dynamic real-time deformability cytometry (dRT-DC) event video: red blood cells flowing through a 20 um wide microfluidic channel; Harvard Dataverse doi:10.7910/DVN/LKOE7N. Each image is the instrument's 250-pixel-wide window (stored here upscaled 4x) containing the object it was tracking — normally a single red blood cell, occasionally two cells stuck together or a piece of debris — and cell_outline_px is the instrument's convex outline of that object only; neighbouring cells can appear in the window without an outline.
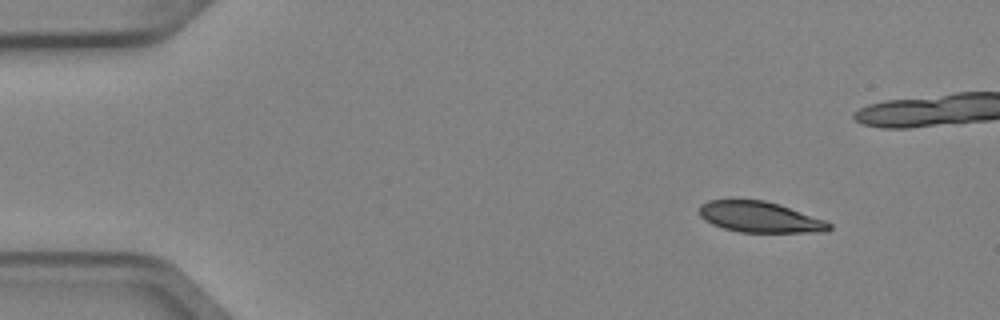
{"species": "Egyptian fruit bat (a non-hibernating species)", "species_latin": "Rousettus aegyptiacus", "temperature_condition": "cold", "stored_images_in_passage": 5, "camera_frame_rate_fps": 3000, "um_per_image_px": 0.085, "animal": {"sex": "female"}, "frame": {"image": 1, "passage_image": 1, "time_ms": 0.0, "image_size_px": [1000, 320], "cell_outline_px": [[832, 228], [828, 232], [740, 232], [724, 228], [712, 224], [704, 220], [700, 216], [700, 204], [708, 200], [764, 200], [780, 204], [824, 220], [832, 224]], "centroid_in_image_um": [64.6, 18.45], "position_along_channel_um": 20.4, "area_um2": 23.29}}
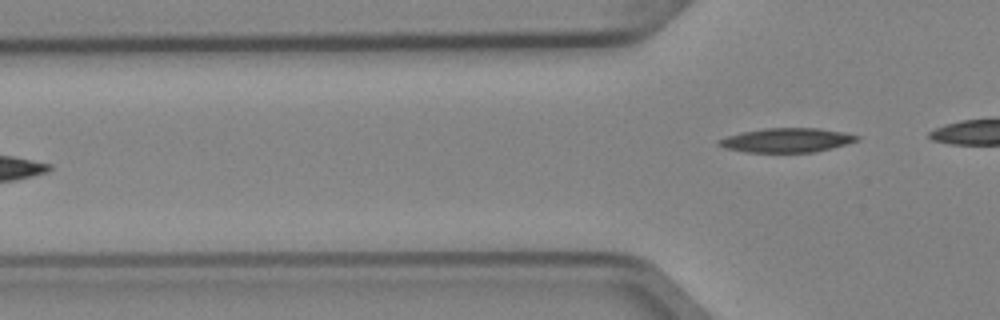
{"frame": {"image": 2, "passage_image": 5, "time_ms": 1.333, "image_size_px": [1000, 320], "cell_outline_px": [[860, 140], [812, 152], [744, 152], [724, 148], [716, 144], [716, 140], [740, 132], [764, 128], [820, 128], [844, 132], [860, 136]], "centroid_in_image_um": [66.81, 11.91], "position_along_channel_um": 59.0, "area_um2": 19.48}}